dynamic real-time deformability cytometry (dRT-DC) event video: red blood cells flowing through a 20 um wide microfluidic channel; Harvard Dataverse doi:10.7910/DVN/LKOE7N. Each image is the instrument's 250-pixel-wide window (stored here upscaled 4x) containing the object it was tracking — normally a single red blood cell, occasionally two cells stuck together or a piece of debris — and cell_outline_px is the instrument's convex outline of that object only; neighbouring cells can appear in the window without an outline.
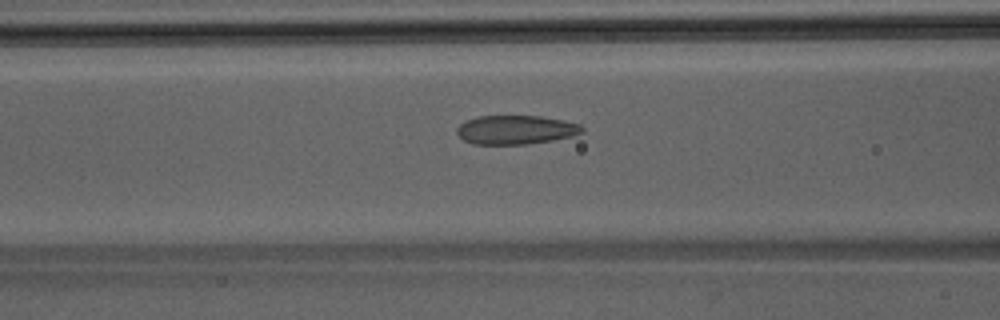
{"species": "Egyptian fruit bat (a non-hibernating species)", "species_latin": "Rousettus aegyptiacus", "temperature_condition": "room temperature", "stored_images_in_passage": 34, "camera_frame_rate_fps": 3000, "um_per_image_px": 0.085, "animal": {"sex": "male"}, "frame": {"image": 1, "passage_image": 6, "time_ms": 1.667, "image_size_px": [1000, 320], "cell_outline_px": [[584, 132], [572, 136], [552, 140], [528, 144], [472, 144], [464, 140], [456, 132], [456, 128], [464, 120], [480, 116], [540, 116], [564, 120], [580, 124], [584, 128]], "centroid_in_image_um": [43.84, 11.03], "position_along_channel_um": 122.8, "area_um2": 21.21}}
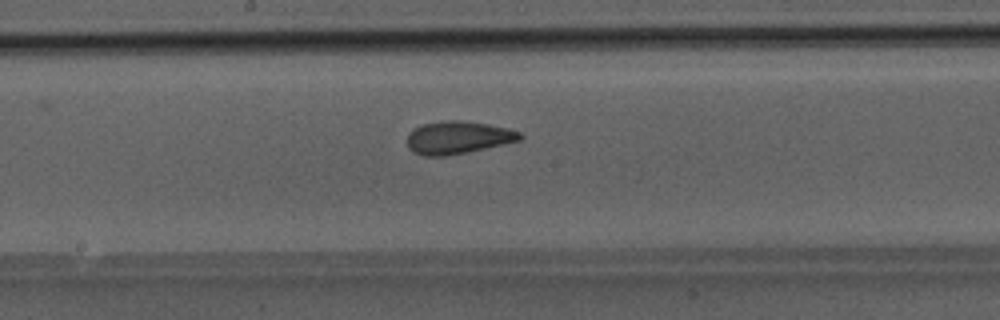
{"frame": {"image": 2, "passage_image": 12, "time_ms": 3.667, "image_size_px": [1000, 320], "cell_outline_px": [[524, 136], [520, 140], [504, 144], [444, 156], [424, 156], [408, 148], [408, 132], [412, 128], [424, 124], [444, 120], [460, 120], [488, 124], [520, 132]], "centroid_in_image_um": [38.9, 11.68], "position_along_channel_um": 209.3, "area_um2": 21.21}}
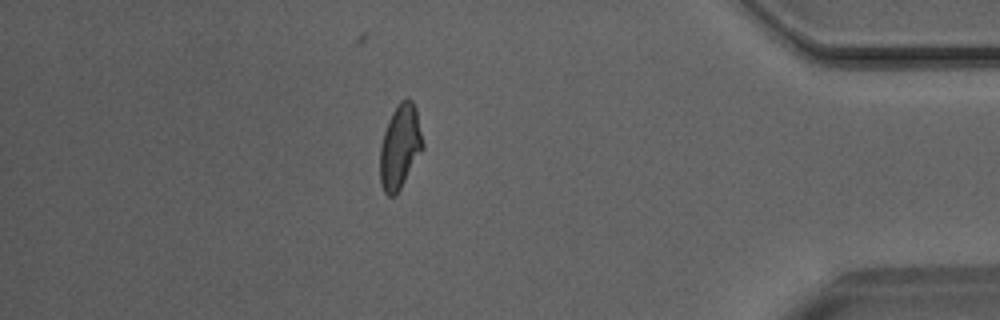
{"frame": {"image": 3, "passage_image": 28, "time_ms": 9.0, "image_size_px": [1000, 320], "cell_outline_px": [[424, 148], [396, 196], [388, 196], [384, 192], [380, 184], [380, 148], [384, 132], [388, 120], [392, 112], [400, 100], [412, 100], [416, 108], [424, 144]], "centroid_in_image_um": [34.0, 12.49], "position_along_channel_um": 401.2, "area_um2": 21.04}}